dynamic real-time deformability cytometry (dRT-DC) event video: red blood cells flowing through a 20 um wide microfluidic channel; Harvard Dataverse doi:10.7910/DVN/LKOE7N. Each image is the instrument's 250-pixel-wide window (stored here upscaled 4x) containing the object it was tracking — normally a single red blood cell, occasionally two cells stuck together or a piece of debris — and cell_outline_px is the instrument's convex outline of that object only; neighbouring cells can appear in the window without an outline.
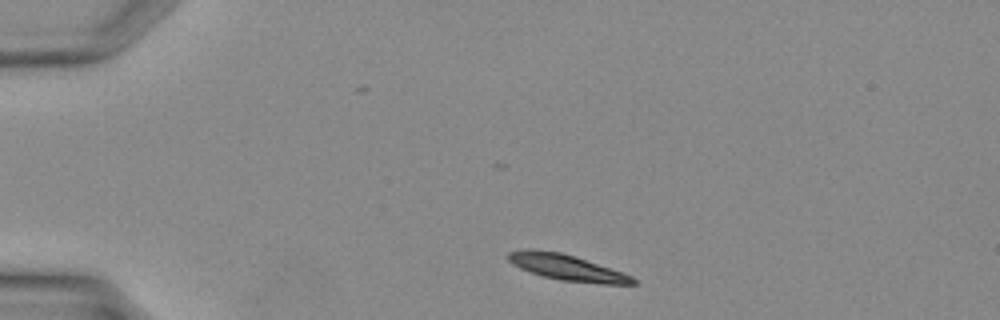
{"species": "Egyptian fruit bat (a non-hibernating species)", "species_latin": "Rousettus aegyptiacus", "temperature_condition": "warm", "stored_images_in_passage": 31, "camera_frame_rate_fps": 3000, "um_per_image_px": 0.085, "animal": {"sex": "female"}, "frame": {"image": 1, "passage_image": 2, "time_ms": 0.333, "image_size_px": [1000, 320], "cell_outline_px": [[636, 284], [604, 284], [560, 280], [544, 276], [520, 268], [512, 264], [508, 260], [508, 252], [528, 248], [560, 252], [632, 276], [636, 280]], "centroid_in_image_um": [48.13, 22.73], "position_along_channel_um": 36.9, "area_um2": 18.26}}
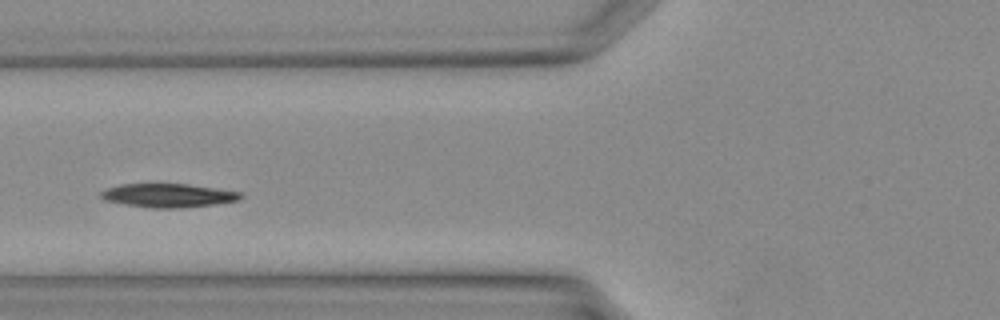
{"frame": {"image": 2, "passage_image": 9, "time_ms": 2.667, "image_size_px": [1000, 320], "cell_outline_px": [[244, 196], [240, 200], [212, 204], [180, 208], [152, 208], [124, 204], [104, 200], [100, 196], [100, 192], [108, 188], [120, 184], [188, 184], [216, 188], [240, 192]], "centroid_in_image_um": [14.29, 16.61], "position_along_channel_um": 111.5, "area_um2": 19.19}}
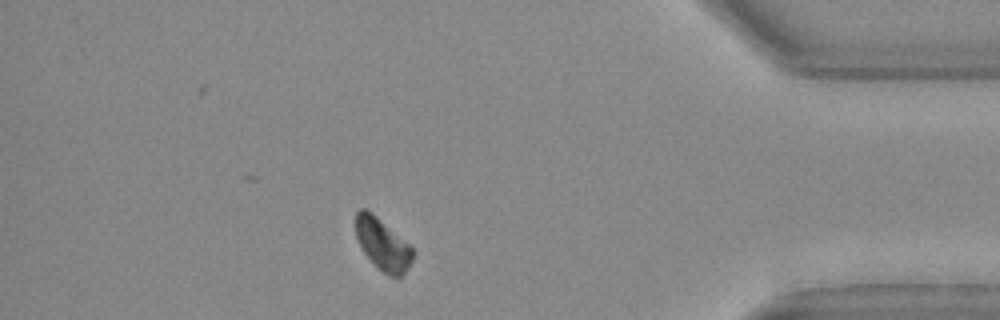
{"frame": {"image": 3, "passage_image": 27, "time_ms": 8.667, "image_size_px": [1000, 320], "cell_outline_px": [[412, 260], [408, 268], [396, 280], [384, 272], [364, 252], [356, 236], [356, 212], [360, 208], [364, 208], [372, 212], [408, 244], [412, 248]], "centroid_in_image_um": [32.52, 20.76], "position_along_channel_um": 402.7, "area_um2": 16.65}}